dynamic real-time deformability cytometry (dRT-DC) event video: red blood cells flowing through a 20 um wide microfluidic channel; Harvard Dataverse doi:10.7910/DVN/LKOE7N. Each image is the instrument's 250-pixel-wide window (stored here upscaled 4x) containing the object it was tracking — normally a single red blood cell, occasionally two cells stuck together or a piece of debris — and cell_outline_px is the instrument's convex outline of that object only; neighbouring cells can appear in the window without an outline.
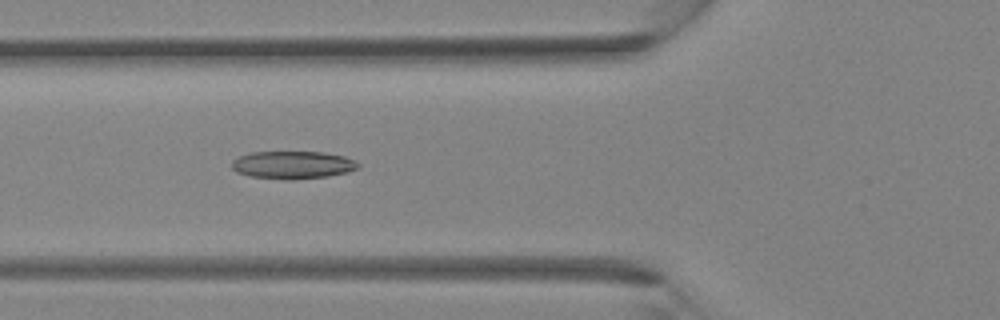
{"species": "Egyptian fruit bat (a non-hibernating species)", "species_latin": "Rousettus aegyptiacus", "temperature_condition": "room temperature", "stored_images_in_passage": 28, "camera_frame_rate_fps": 3000, "um_per_image_px": 0.085, "animal": {"sex": "female"}, "frame": {"image": 1, "passage_image": 5, "time_ms": 1.333, "image_size_px": [1000, 320], "cell_outline_px": [[360, 168], [348, 172], [328, 176], [296, 180], [284, 180], [252, 176], [236, 172], [232, 168], [232, 160], [240, 156], [252, 152], [324, 152], [344, 156], [356, 160], [360, 164]], "centroid_in_image_um": [24.93, 14.02], "position_along_channel_um": 100.9, "area_um2": 20.63}}
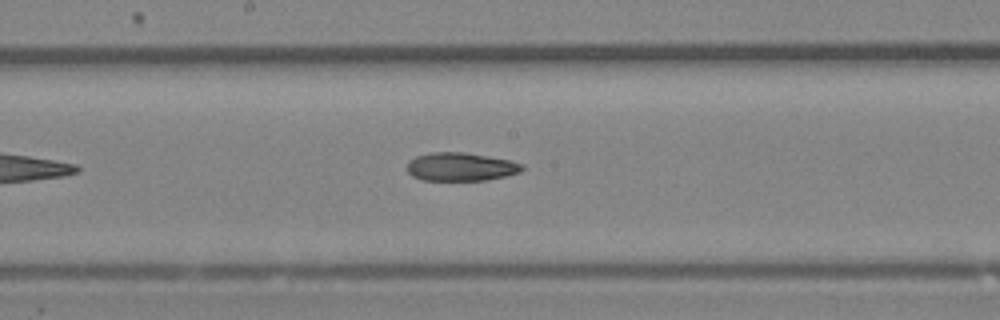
{"frame": {"image": 2, "passage_image": 11, "time_ms": 3.333, "image_size_px": [1000, 320], "cell_outline_px": [[524, 168], [520, 172], [488, 180], [424, 180], [412, 176], [408, 172], [408, 160], [416, 156], [432, 152], [464, 152], [508, 160], [524, 164]], "centroid_in_image_um": [39.15, 14.17], "position_along_channel_um": 209.0, "area_um2": 18.9}}
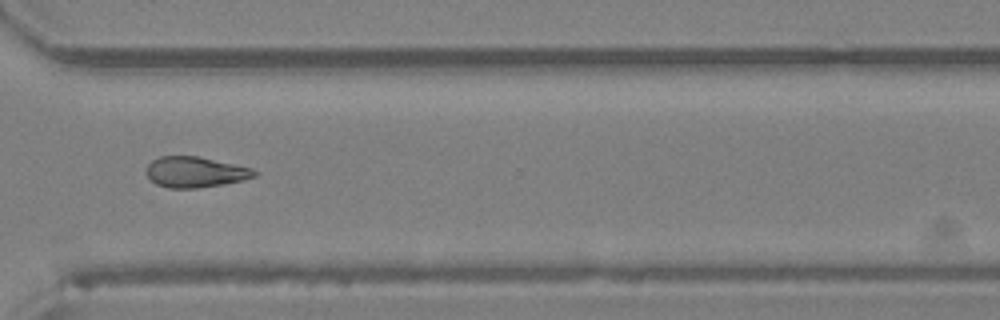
{"frame": {"image": 3, "passage_image": 19, "time_ms": 6.0, "image_size_px": [1000, 320], "cell_outline_px": [[260, 172], [256, 176], [244, 180], [224, 184], [196, 188], [168, 188], [156, 184], [148, 176], [148, 164], [152, 160], [160, 156], [196, 156], [252, 168]], "centroid_in_image_um": [16.63, 14.63], "position_along_channel_um": 354.0, "area_um2": 19.19}}